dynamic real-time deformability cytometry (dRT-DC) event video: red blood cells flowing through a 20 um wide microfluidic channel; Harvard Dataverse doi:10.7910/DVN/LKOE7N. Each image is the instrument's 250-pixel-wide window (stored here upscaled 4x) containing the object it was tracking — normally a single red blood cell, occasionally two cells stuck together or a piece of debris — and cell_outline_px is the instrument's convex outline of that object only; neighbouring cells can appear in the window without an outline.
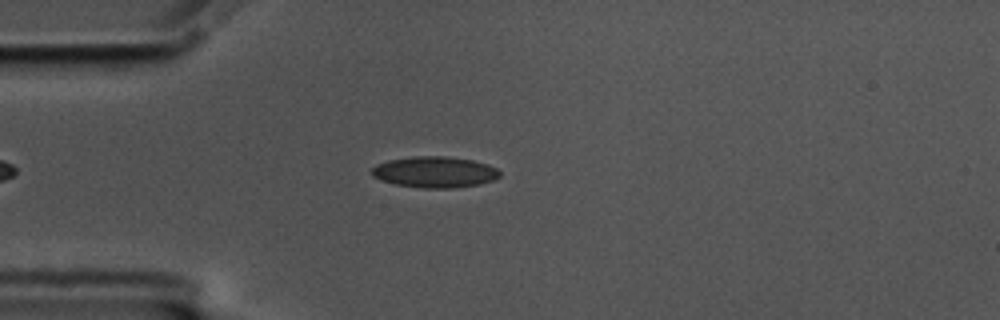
{"species": "common noctule bat (a hibernating species)", "species_latin": "Nyctalus noctula", "temperature_condition": "cold", "stored_images_in_passage": 50, "camera_frame_rate_fps": 3000, "um_per_image_px": 0.085, "animal": {"sex": "male", "body_mass_g": 17.5, "forearm_length_mm": 52.3}, "frame": {"image": 1, "passage_image": 11, "time_ms": 3.333, "image_size_px": [1000, 320], "cell_outline_px": [[500, 176], [492, 180], [480, 184], [452, 188], [424, 188], [396, 184], [372, 176], [372, 168], [376, 164], [388, 160], [416, 156], [444, 156], [472, 160], [488, 164], [496, 168], [500, 172]], "centroid_in_image_um": [36.97, 14.62], "position_along_channel_um": 48.0, "area_um2": 23.0}}
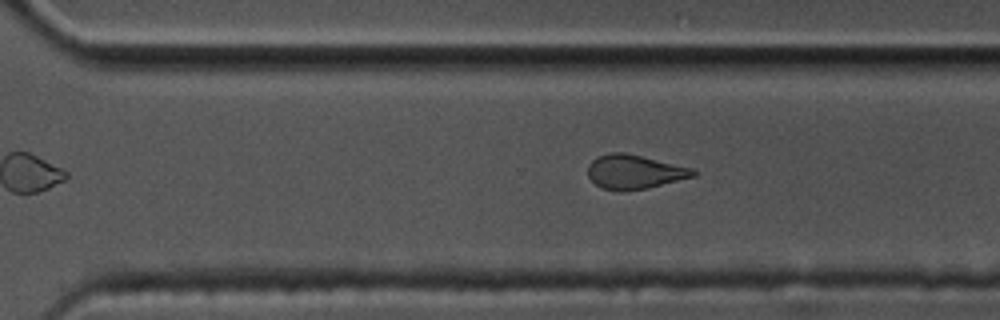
{"frame": {"image": 2, "passage_image": 35, "time_ms": 11.333, "image_size_px": [1000, 320], "cell_outline_px": [[700, 172], [696, 176], [648, 188], [624, 192], [620, 192], [600, 188], [588, 176], [588, 164], [596, 156], [608, 152], [624, 152], [692, 168]], "centroid_in_image_um": [53.91, 14.62], "position_along_channel_um": 316.7, "area_um2": 21.27}}
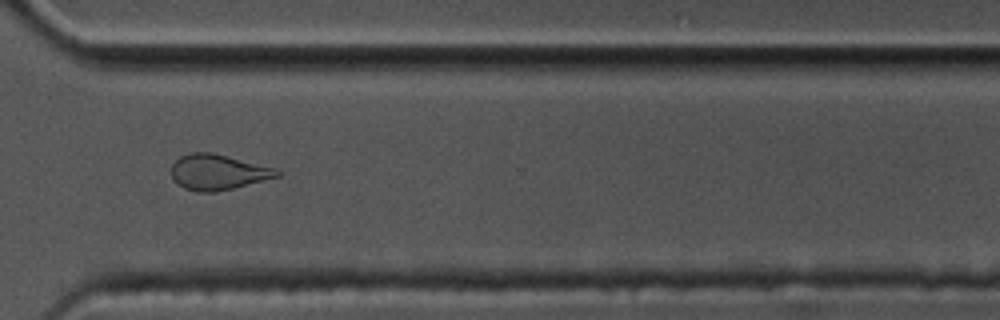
{"frame": {"image": 3, "passage_image": 38, "time_ms": 12.333, "image_size_px": [1000, 320], "cell_outline_px": [[280, 176], [216, 192], [196, 192], [184, 188], [176, 184], [172, 180], [172, 164], [180, 156], [192, 152], [212, 152], [276, 168], [280, 172]], "centroid_in_image_um": [18.49, 14.63], "position_along_channel_um": 352.1, "area_um2": 21.85}, "authors_computed_cell_mechanics": {"area_um2": 21.964, "velocity_mm_per_s": 3.5173, "shape_relaxation_time_tau1_ms": 7.8898, "shape_relaxation_time_tau2_ms": 3.1209, "deformation_change_tau1": 0.1767, "deformation_change_tau2": 0.0857}}